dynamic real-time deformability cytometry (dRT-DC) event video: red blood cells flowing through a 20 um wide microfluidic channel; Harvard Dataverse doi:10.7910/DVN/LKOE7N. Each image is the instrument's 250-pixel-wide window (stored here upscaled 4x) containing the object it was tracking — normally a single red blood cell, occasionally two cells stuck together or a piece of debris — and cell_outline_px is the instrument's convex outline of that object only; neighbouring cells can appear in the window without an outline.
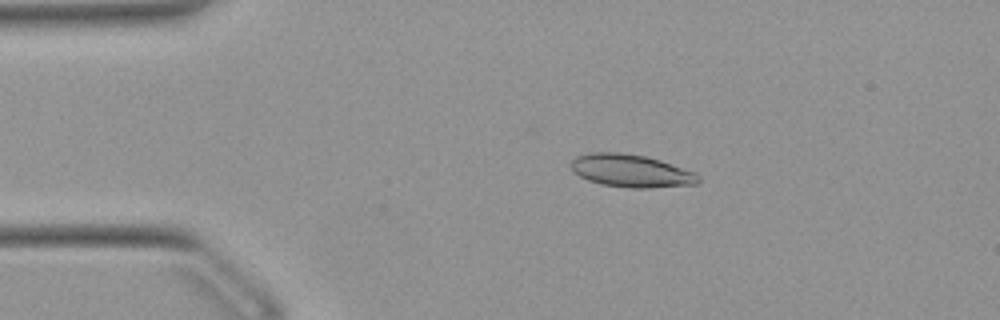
{"species": "Egyptian fruit bat (a non-hibernating species)", "species_latin": "Rousettus aegyptiacus", "temperature_condition": "warm", "stored_images_in_passage": 49, "camera_frame_rate_fps": 3000, "um_per_image_px": 0.085, "animal": {"sex": "female"}, "frame": {"image": 1, "passage_image": 7, "time_ms": 2.0, "image_size_px": [1000, 320], "cell_outline_px": [[700, 180], [696, 184], [652, 188], [632, 188], [600, 184], [588, 180], [572, 172], [572, 160], [576, 156], [588, 152], [624, 152], [644, 156], [660, 160], [696, 172], [700, 176]], "centroid_in_image_um": [53.64, 14.51], "position_along_channel_um": 31.4, "area_um2": 24.51}}
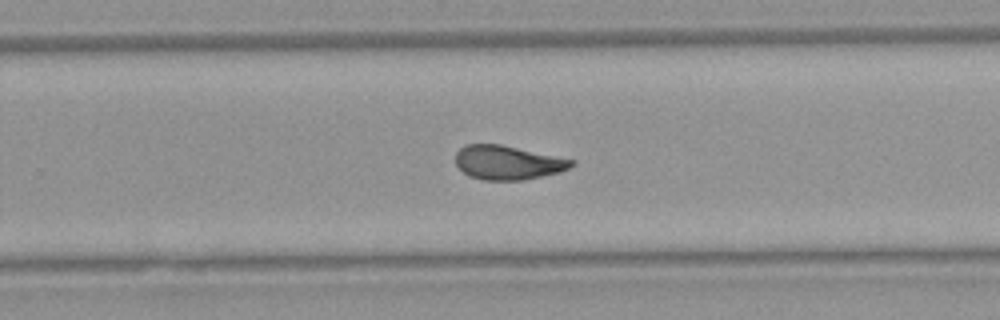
{"frame": {"image": 2, "passage_image": 30, "time_ms": 9.667, "image_size_px": [1000, 320], "cell_outline_px": [[576, 164], [560, 172], [520, 180], [484, 180], [468, 176], [456, 164], [456, 152], [464, 144], [500, 144], [576, 160]], "centroid_in_image_um": [43.16, 13.81], "position_along_channel_um": 286.6, "area_um2": 22.95}}
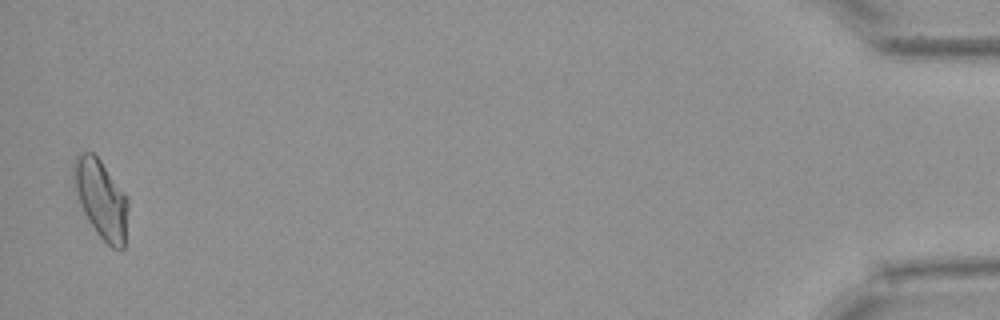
{"frame": {"image": 3, "passage_image": 48, "time_ms": 15.667, "image_size_px": [1000, 320], "cell_outline_px": [[128, 208], [124, 248], [120, 252], [112, 248], [96, 232], [88, 220], [80, 204], [76, 192], [72, 176], [72, 164], [76, 156], [84, 152], [92, 152], [100, 160], [128, 200]], "centroid_in_image_um": [8.58, 16.94], "position_along_channel_um": 426.6, "area_um2": 24.62}, "authors_computed_cell_mechanics": {"area_um2": 23.4668, "velocity_mm_per_s": 3.9138, "shape_relaxation_time_tau1_ms": 6.0453, "shape_relaxation_time_tau2_ms": 1.9773, "deformation_change_tau1": 0.1784, "deformation_change_tau2": 0.0852}}